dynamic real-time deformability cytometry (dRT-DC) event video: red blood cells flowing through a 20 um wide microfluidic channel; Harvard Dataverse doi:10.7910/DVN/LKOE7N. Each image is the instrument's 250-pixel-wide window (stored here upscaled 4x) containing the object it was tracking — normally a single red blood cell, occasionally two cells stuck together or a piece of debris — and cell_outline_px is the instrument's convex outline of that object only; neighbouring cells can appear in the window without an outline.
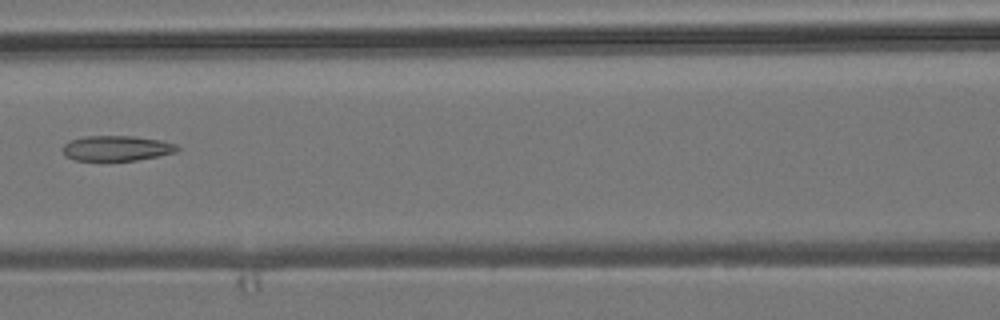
{"species": "common noctule bat (a hibernating species)", "species_latin": "Nyctalus noctula", "temperature_condition": "room temperature", "stored_images_in_passage": 9, "camera_frame_rate_fps": 3000, "um_per_image_px": 0.085, "animal": {"sex": "male", "body_mass_g": 19.2, "forearm_length_mm": 51.8}, "frame": {"image": 1, "passage_image": 8, "time_ms": 9.0, "image_size_px": [1000, 320], "cell_outline_px": [[180, 148], [176, 152], [136, 160], [76, 160], [64, 156], [64, 144], [72, 140], [88, 136], [136, 136], [160, 140], [176, 144]], "centroid_in_image_um": [9.94, 12.59], "position_along_channel_um": 156.7, "area_um2": 16.59}}
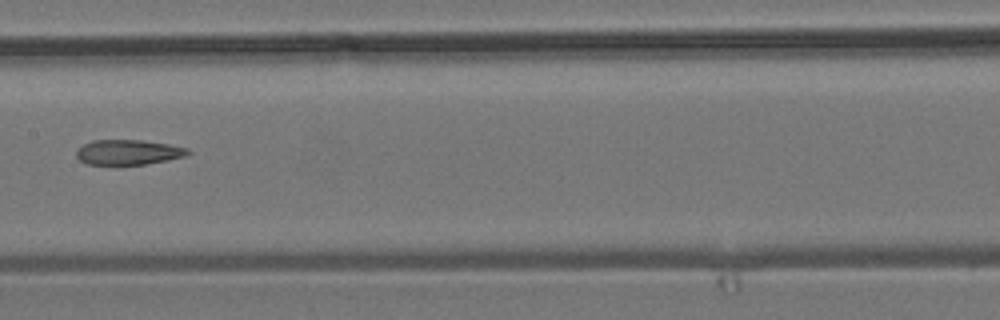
{"frame": {"image": 2, "passage_image": 9, "time_ms": 10.0, "image_size_px": [1000, 320], "cell_outline_px": [[192, 152], [184, 156], [168, 160], [144, 164], [88, 164], [80, 160], [76, 156], [76, 148], [92, 140], [140, 140], [168, 144], [188, 148]], "centroid_in_image_um": [10.89, 12.93], "position_along_channel_um": 196.5, "area_um2": 16.18}}